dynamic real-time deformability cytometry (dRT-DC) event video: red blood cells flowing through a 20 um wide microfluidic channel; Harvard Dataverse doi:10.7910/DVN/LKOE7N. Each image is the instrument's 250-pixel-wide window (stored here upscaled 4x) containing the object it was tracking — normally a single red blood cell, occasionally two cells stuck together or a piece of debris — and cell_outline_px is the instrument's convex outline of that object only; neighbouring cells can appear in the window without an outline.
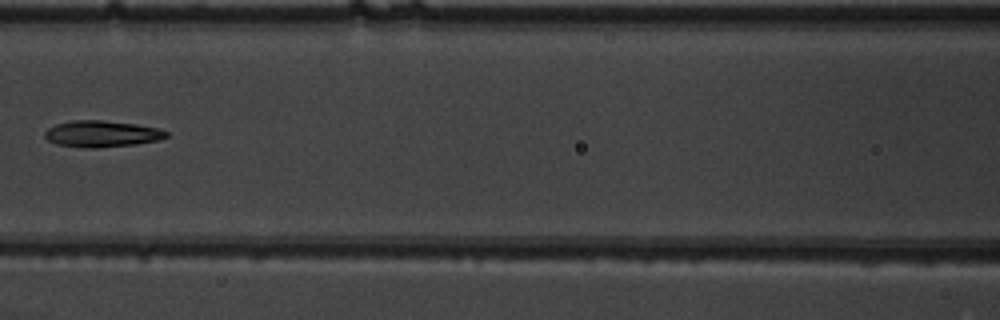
{"species": "common noctule bat (a hibernating species)", "species_latin": "Nyctalus noctula", "temperature_condition": "warm", "stored_images_in_passage": 7, "camera_frame_rate_fps": 3000, "um_per_image_px": 0.085, "animal": {"sex": "male", "body_mass_g": 19.5, "forearm_length_mm": 54.6}, "frame": {"image": 1, "passage_image": 7, "time_ms": 2.0, "image_size_px": [1000, 320], "cell_outline_px": [[168, 136], [160, 140], [136, 144], [96, 148], [84, 148], [56, 144], [48, 140], [44, 136], [44, 132], [48, 128], [56, 124], [72, 120], [100, 120], [136, 124], [160, 128], [168, 132]], "centroid_in_image_um": [8.66, 11.38], "position_along_channel_um": 157.9, "area_um2": 18.84}}